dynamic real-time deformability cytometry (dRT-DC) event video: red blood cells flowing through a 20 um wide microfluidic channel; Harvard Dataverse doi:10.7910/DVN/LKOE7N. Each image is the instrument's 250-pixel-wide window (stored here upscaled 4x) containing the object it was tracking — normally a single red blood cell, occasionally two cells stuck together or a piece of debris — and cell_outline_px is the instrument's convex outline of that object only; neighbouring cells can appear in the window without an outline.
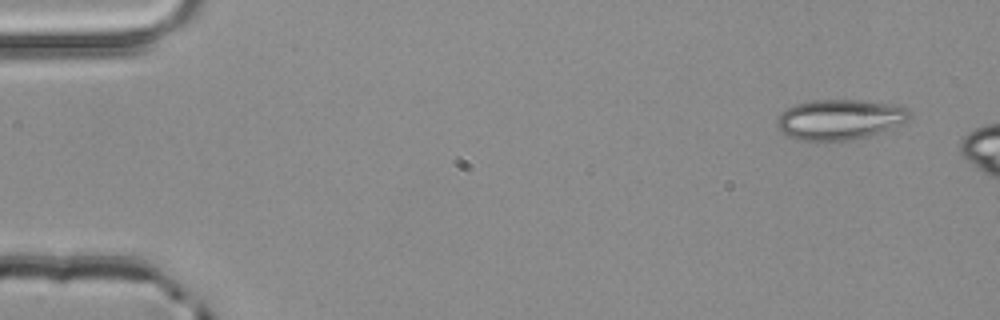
{"species": "common noctule bat (a hibernating species)", "species_latin": "Nyctalus noctula", "temperature_condition": "room temperature", "stored_images_in_passage": 4, "camera_frame_rate_fps": 3000, "um_per_image_px": 0.085, "animal": {"sex": "male", "body_mass_g": 20.4}, "frame": {"image": 1, "passage_image": 1, "time_ms": 0.0, "image_size_px": [1000, 320], "cell_outline_px": [[912, 116], [904, 124], [868, 136], [844, 140], [800, 140], [788, 136], [780, 132], [776, 128], [776, 120], [780, 112], [796, 104], [812, 100], [856, 100], [888, 104], [908, 108]], "centroid_in_image_um": [71.35, 10.16], "position_along_channel_um": 13.6, "area_um2": 31.1}}